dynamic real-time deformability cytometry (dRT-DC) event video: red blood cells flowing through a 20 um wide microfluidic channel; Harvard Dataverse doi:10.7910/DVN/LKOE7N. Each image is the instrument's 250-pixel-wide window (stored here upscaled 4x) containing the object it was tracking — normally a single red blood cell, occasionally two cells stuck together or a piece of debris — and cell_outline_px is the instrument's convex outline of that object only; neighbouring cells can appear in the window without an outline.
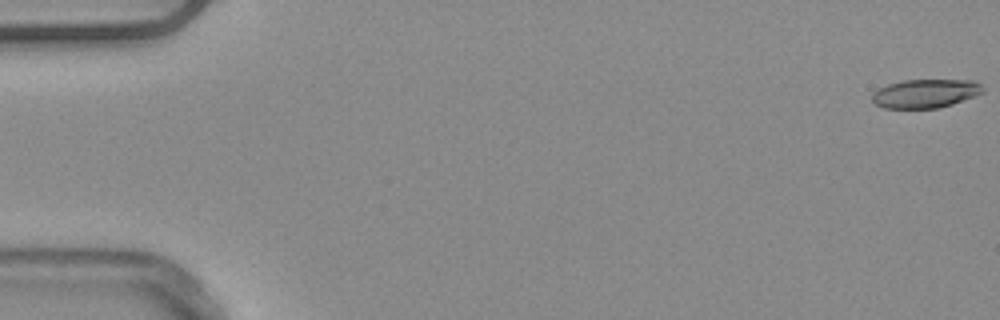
{"species": "common noctule bat (a hibernating species)", "species_latin": "Nyctalus noctula", "temperature_condition": "warm", "stored_images_in_passage": 53, "camera_frame_rate_fps": 3000, "um_per_image_px": 0.085, "animal": {"sex": "male", "body_mass_g": 20.4}, "frame": {"image": 1, "passage_image": 1, "time_ms": 0.0, "image_size_px": [1000, 320], "cell_outline_px": [[984, 92], [952, 104], [936, 108], [884, 108], [876, 104], [872, 100], [872, 92], [888, 84], [904, 80], [972, 80], [980, 84], [984, 88]], "centroid_in_image_um": [78.65, 7.94], "position_along_channel_um": 6.4, "area_um2": 18.38}}
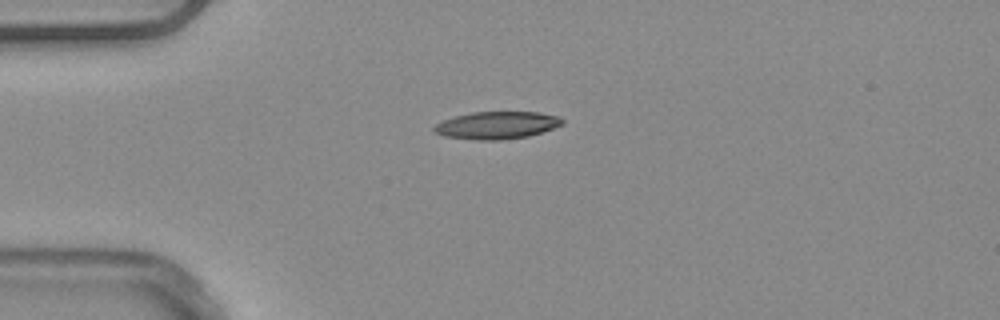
{"frame": {"image": 2, "passage_image": 14, "time_ms": 4.333, "image_size_px": [1000, 320], "cell_outline_px": [[564, 124], [528, 136], [500, 140], [476, 140], [444, 136], [436, 132], [432, 128], [436, 124], [444, 120], [456, 116], [472, 112], [540, 112], [560, 116], [564, 120]], "centroid_in_image_um": [42.26, 10.64], "position_along_channel_um": 42.7, "area_um2": 20.4}}
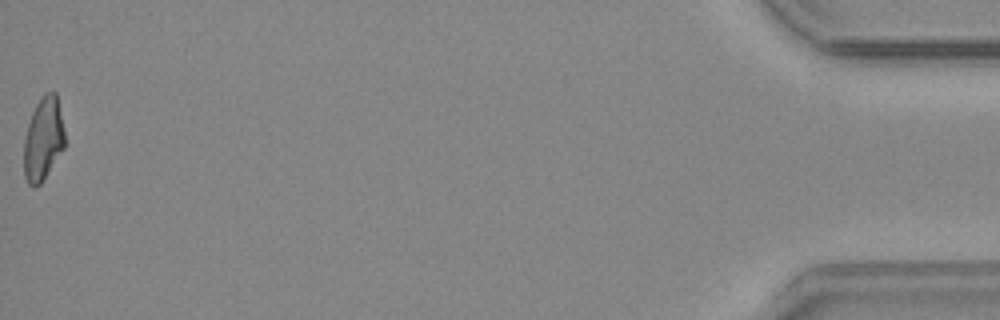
{"frame": {"image": 3, "passage_image": 53, "time_ms": 17.333, "image_size_px": [1000, 320], "cell_outline_px": [[64, 148], [40, 184], [36, 188], [32, 188], [28, 184], [24, 176], [24, 136], [32, 112], [36, 104], [44, 92], [56, 92], [64, 128]], "centroid_in_image_um": [3.66, 11.82], "position_along_channel_um": 431.5, "area_um2": 19.88}, "authors_computed_cell_mechanics": {"area_um2": 20.23, "velocity_mm_per_s": 3.9296, "shape_relaxation_time_tau1_ms": null, "shape_relaxation_time_tau2_ms": 6.5386, "deformation_change_tau1": null, "deformation_change_tau2": 0.1838}}